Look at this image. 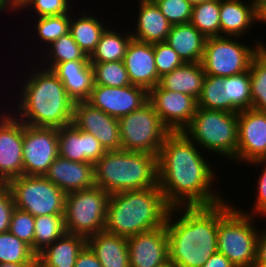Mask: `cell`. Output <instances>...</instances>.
<instances>
[{"label": "cell", "instance_id": "cell-40", "mask_svg": "<svg viewBox=\"0 0 266 267\" xmlns=\"http://www.w3.org/2000/svg\"><path fill=\"white\" fill-rule=\"evenodd\" d=\"M35 217L15 208L11 215L9 232L28 244L34 252Z\"/></svg>", "mask_w": 266, "mask_h": 267}, {"label": "cell", "instance_id": "cell-22", "mask_svg": "<svg viewBox=\"0 0 266 267\" xmlns=\"http://www.w3.org/2000/svg\"><path fill=\"white\" fill-rule=\"evenodd\" d=\"M63 83L68 96L74 102L87 101L94 85L90 60H74L57 63L51 69Z\"/></svg>", "mask_w": 266, "mask_h": 267}, {"label": "cell", "instance_id": "cell-28", "mask_svg": "<svg viewBox=\"0 0 266 267\" xmlns=\"http://www.w3.org/2000/svg\"><path fill=\"white\" fill-rule=\"evenodd\" d=\"M205 75L201 62L184 63L160 77L158 85L162 89L184 93L197 100L201 94Z\"/></svg>", "mask_w": 266, "mask_h": 267}, {"label": "cell", "instance_id": "cell-17", "mask_svg": "<svg viewBox=\"0 0 266 267\" xmlns=\"http://www.w3.org/2000/svg\"><path fill=\"white\" fill-rule=\"evenodd\" d=\"M259 158H266V112L242 110L238 113L237 162Z\"/></svg>", "mask_w": 266, "mask_h": 267}, {"label": "cell", "instance_id": "cell-24", "mask_svg": "<svg viewBox=\"0 0 266 267\" xmlns=\"http://www.w3.org/2000/svg\"><path fill=\"white\" fill-rule=\"evenodd\" d=\"M87 238L65 232L36 255L37 267H74Z\"/></svg>", "mask_w": 266, "mask_h": 267}, {"label": "cell", "instance_id": "cell-34", "mask_svg": "<svg viewBox=\"0 0 266 267\" xmlns=\"http://www.w3.org/2000/svg\"><path fill=\"white\" fill-rule=\"evenodd\" d=\"M249 73L252 109L266 112V52L263 49L253 58Z\"/></svg>", "mask_w": 266, "mask_h": 267}, {"label": "cell", "instance_id": "cell-8", "mask_svg": "<svg viewBox=\"0 0 266 267\" xmlns=\"http://www.w3.org/2000/svg\"><path fill=\"white\" fill-rule=\"evenodd\" d=\"M109 197V193L97 186L67 193L65 231L85 238L104 231Z\"/></svg>", "mask_w": 266, "mask_h": 267}, {"label": "cell", "instance_id": "cell-12", "mask_svg": "<svg viewBox=\"0 0 266 267\" xmlns=\"http://www.w3.org/2000/svg\"><path fill=\"white\" fill-rule=\"evenodd\" d=\"M58 156L57 128L23 123V175L44 176Z\"/></svg>", "mask_w": 266, "mask_h": 267}, {"label": "cell", "instance_id": "cell-39", "mask_svg": "<svg viewBox=\"0 0 266 267\" xmlns=\"http://www.w3.org/2000/svg\"><path fill=\"white\" fill-rule=\"evenodd\" d=\"M37 23L34 28L40 42L51 45L55 40L69 33L70 30V14L58 16L37 17Z\"/></svg>", "mask_w": 266, "mask_h": 267}, {"label": "cell", "instance_id": "cell-44", "mask_svg": "<svg viewBox=\"0 0 266 267\" xmlns=\"http://www.w3.org/2000/svg\"><path fill=\"white\" fill-rule=\"evenodd\" d=\"M250 164H254V165H264L262 173H260L261 175H259L258 179H257V187L258 190V196L255 197V203L253 205L254 208L253 211H251L250 213H248V211L245 214L251 215V213H253L252 215L258 217V214L261 216L266 212V158H259L257 160H254L252 162H249Z\"/></svg>", "mask_w": 266, "mask_h": 267}, {"label": "cell", "instance_id": "cell-41", "mask_svg": "<svg viewBox=\"0 0 266 267\" xmlns=\"http://www.w3.org/2000/svg\"><path fill=\"white\" fill-rule=\"evenodd\" d=\"M165 18L172 24L189 23L192 5L186 0H153Z\"/></svg>", "mask_w": 266, "mask_h": 267}, {"label": "cell", "instance_id": "cell-26", "mask_svg": "<svg viewBox=\"0 0 266 267\" xmlns=\"http://www.w3.org/2000/svg\"><path fill=\"white\" fill-rule=\"evenodd\" d=\"M87 246L102 267H130L126 237L101 231L87 238Z\"/></svg>", "mask_w": 266, "mask_h": 267}, {"label": "cell", "instance_id": "cell-14", "mask_svg": "<svg viewBox=\"0 0 266 267\" xmlns=\"http://www.w3.org/2000/svg\"><path fill=\"white\" fill-rule=\"evenodd\" d=\"M14 116L0 117V184L23 175V122Z\"/></svg>", "mask_w": 266, "mask_h": 267}, {"label": "cell", "instance_id": "cell-52", "mask_svg": "<svg viewBox=\"0 0 266 267\" xmlns=\"http://www.w3.org/2000/svg\"><path fill=\"white\" fill-rule=\"evenodd\" d=\"M156 267H179V266L176 263H174L171 259H168L164 263Z\"/></svg>", "mask_w": 266, "mask_h": 267}, {"label": "cell", "instance_id": "cell-30", "mask_svg": "<svg viewBox=\"0 0 266 267\" xmlns=\"http://www.w3.org/2000/svg\"><path fill=\"white\" fill-rule=\"evenodd\" d=\"M132 35L120 34L107 27L101 35L95 51L89 57L90 62L123 61Z\"/></svg>", "mask_w": 266, "mask_h": 267}, {"label": "cell", "instance_id": "cell-11", "mask_svg": "<svg viewBox=\"0 0 266 267\" xmlns=\"http://www.w3.org/2000/svg\"><path fill=\"white\" fill-rule=\"evenodd\" d=\"M235 38V40H233ZM233 36H216L206 39L202 67L206 75L229 77L249 70L253 58L262 49V41L253 47L242 44ZM246 45V46H245Z\"/></svg>", "mask_w": 266, "mask_h": 267}, {"label": "cell", "instance_id": "cell-56", "mask_svg": "<svg viewBox=\"0 0 266 267\" xmlns=\"http://www.w3.org/2000/svg\"><path fill=\"white\" fill-rule=\"evenodd\" d=\"M25 0H19L20 4H22Z\"/></svg>", "mask_w": 266, "mask_h": 267}, {"label": "cell", "instance_id": "cell-49", "mask_svg": "<svg viewBox=\"0 0 266 267\" xmlns=\"http://www.w3.org/2000/svg\"><path fill=\"white\" fill-rule=\"evenodd\" d=\"M7 8L8 10L11 8L10 11L13 10V12L15 9L18 11L21 10V4L19 0H0V12L7 11Z\"/></svg>", "mask_w": 266, "mask_h": 267}, {"label": "cell", "instance_id": "cell-27", "mask_svg": "<svg viewBox=\"0 0 266 267\" xmlns=\"http://www.w3.org/2000/svg\"><path fill=\"white\" fill-rule=\"evenodd\" d=\"M206 37L190 22L172 25L166 42L177 52L184 63L202 60Z\"/></svg>", "mask_w": 266, "mask_h": 267}, {"label": "cell", "instance_id": "cell-51", "mask_svg": "<svg viewBox=\"0 0 266 267\" xmlns=\"http://www.w3.org/2000/svg\"><path fill=\"white\" fill-rule=\"evenodd\" d=\"M250 3L258 12H260L266 7V0H251Z\"/></svg>", "mask_w": 266, "mask_h": 267}, {"label": "cell", "instance_id": "cell-36", "mask_svg": "<svg viewBox=\"0 0 266 267\" xmlns=\"http://www.w3.org/2000/svg\"><path fill=\"white\" fill-rule=\"evenodd\" d=\"M223 78L205 75L201 94L197 99L198 107L229 112V100H226Z\"/></svg>", "mask_w": 266, "mask_h": 267}, {"label": "cell", "instance_id": "cell-42", "mask_svg": "<svg viewBox=\"0 0 266 267\" xmlns=\"http://www.w3.org/2000/svg\"><path fill=\"white\" fill-rule=\"evenodd\" d=\"M153 52L159 77L184 64L177 52L166 41L153 43Z\"/></svg>", "mask_w": 266, "mask_h": 267}, {"label": "cell", "instance_id": "cell-54", "mask_svg": "<svg viewBox=\"0 0 266 267\" xmlns=\"http://www.w3.org/2000/svg\"><path fill=\"white\" fill-rule=\"evenodd\" d=\"M186 1H188L193 6L195 4L204 3V2H210V1H213V0H186Z\"/></svg>", "mask_w": 266, "mask_h": 267}, {"label": "cell", "instance_id": "cell-23", "mask_svg": "<svg viewBox=\"0 0 266 267\" xmlns=\"http://www.w3.org/2000/svg\"><path fill=\"white\" fill-rule=\"evenodd\" d=\"M134 40L144 43L165 42L172 24L165 18L153 0H140ZM136 32V33H135Z\"/></svg>", "mask_w": 266, "mask_h": 267}, {"label": "cell", "instance_id": "cell-9", "mask_svg": "<svg viewBox=\"0 0 266 267\" xmlns=\"http://www.w3.org/2000/svg\"><path fill=\"white\" fill-rule=\"evenodd\" d=\"M119 120L121 149L158 156L171 131L149 101Z\"/></svg>", "mask_w": 266, "mask_h": 267}, {"label": "cell", "instance_id": "cell-46", "mask_svg": "<svg viewBox=\"0 0 266 267\" xmlns=\"http://www.w3.org/2000/svg\"><path fill=\"white\" fill-rule=\"evenodd\" d=\"M74 267H102L97 256L86 245L79 253Z\"/></svg>", "mask_w": 266, "mask_h": 267}, {"label": "cell", "instance_id": "cell-16", "mask_svg": "<svg viewBox=\"0 0 266 267\" xmlns=\"http://www.w3.org/2000/svg\"><path fill=\"white\" fill-rule=\"evenodd\" d=\"M72 123L92 134L106 151L121 149L119 120L87 101L75 102Z\"/></svg>", "mask_w": 266, "mask_h": 267}, {"label": "cell", "instance_id": "cell-7", "mask_svg": "<svg viewBox=\"0 0 266 267\" xmlns=\"http://www.w3.org/2000/svg\"><path fill=\"white\" fill-rule=\"evenodd\" d=\"M182 132L200 148L236 162L238 113L197 107L190 124Z\"/></svg>", "mask_w": 266, "mask_h": 267}, {"label": "cell", "instance_id": "cell-32", "mask_svg": "<svg viewBox=\"0 0 266 267\" xmlns=\"http://www.w3.org/2000/svg\"><path fill=\"white\" fill-rule=\"evenodd\" d=\"M220 0L195 4L190 23L206 38L221 36Z\"/></svg>", "mask_w": 266, "mask_h": 267}, {"label": "cell", "instance_id": "cell-6", "mask_svg": "<svg viewBox=\"0 0 266 267\" xmlns=\"http://www.w3.org/2000/svg\"><path fill=\"white\" fill-rule=\"evenodd\" d=\"M226 200L218 203V252L235 267H254L259 230L255 215L245 214Z\"/></svg>", "mask_w": 266, "mask_h": 267}, {"label": "cell", "instance_id": "cell-55", "mask_svg": "<svg viewBox=\"0 0 266 267\" xmlns=\"http://www.w3.org/2000/svg\"><path fill=\"white\" fill-rule=\"evenodd\" d=\"M262 49L266 52V45L265 44L262 45Z\"/></svg>", "mask_w": 266, "mask_h": 267}, {"label": "cell", "instance_id": "cell-1", "mask_svg": "<svg viewBox=\"0 0 266 267\" xmlns=\"http://www.w3.org/2000/svg\"><path fill=\"white\" fill-rule=\"evenodd\" d=\"M200 151L183 132H171L165 138L157 156L158 186L171 208L224 201L211 188L216 175Z\"/></svg>", "mask_w": 266, "mask_h": 267}, {"label": "cell", "instance_id": "cell-37", "mask_svg": "<svg viewBox=\"0 0 266 267\" xmlns=\"http://www.w3.org/2000/svg\"><path fill=\"white\" fill-rule=\"evenodd\" d=\"M93 68L94 84L107 87L131 85L123 61L90 62Z\"/></svg>", "mask_w": 266, "mask_h": 267}, {"label": "cell", "instance_id": "cell-53", "mask_svg": "<svg viewBox=\"0 0 266 267\" xmlns=\"http://www.w3.org/2000/svg\"><path fill=\"white\" fill-rule=\"evenodd\" d=\"M260 22L266 24V7L259 12Z\"/></svg>", "mask_w": 266, "mask_h": 267}, {"label": "cell", "instance_id": "cell-35", "mask_svg": "<svg viewBox=\"0 0 266 267\" xmlns=\"http://www.w3.org/2000/svg\"><path fill=\"white\" fill-rule=\"evenodd\" d=\"M0 263H37L31 247L12 233H0Z\"/></svg>", "mask_w": 266, "mask_h": 267}, {"label": "cell", "instance_id": "cell-20", "mask_svg": "<svg viewBox=\"0 0 266 267\" xmlns=\"http://www.w3.org/2000/svg\"><path fill=\"white\" fill-rule=\"evenodd\" d=\"M123 62L132 85L149 91L159 84L160 77L156 69L153 44L132 39Z\"/></svg>", "mask_w": 266, "mask_h": 267}, {"label": "cell", "instance_id": "cell-50", "mask_svg": "<svg viewBox=\"0 0 266 267\" xmlns=\"http://www.w3.org/2000/svg\"><path fill=\"white\" fill-rule=\"evenodd\" d=\"M0 267H37V263H0Z\"/></svg>", "mask_w": 266, "mask_h": 267}, {"label": "cell", "instance_id": "cell-38", "mask_svg": "<svg viewBox=\"0 0 266 267\" xmlns=\"http://www.w3.org/2000/svg\"><path fill=\"white\" fill-rule=\"evenodd\" d=\"M48 47L49 54L47 55V66L48 69H52L57 63L74 61V60H89V57L85 52L78 46V44L73 40L70 33L61 36L59 39L55 40Z\"/></svg>", "mask_w": 266, "mask_h": 267}, {"label": "cell", "instance_id": "cell-48", "mask_svg": "<svg viewBox=\"0 0 266 267\" xmlns=\"http://www.w3.org/2000/svg\"><path fill=\"white\" fill-rule=\"evenodd\" d=\"M202 267H235L231 261L219 252L213 254Z\"/></svg>", "mask_w": 266, "mask_h": 267}, {"label": "cell", "instance_id": "cell-31", "mask_svg": "<svg viewBox=\"0 0 266 267\" xmlns=\"http://www.w3.org/2000/svg\"><path fill=\"white\" fill-rule=\"evenodd\" d=\"M226 100H229V112L239 113L252 108L249 70L234 76L223 78Z\"/></svg>", "mask_w": 266, "mask_h": 267}, {"label": "cell", "instance_id": "cell-45", "mask_svg": "<svg viewBox=\"0 0 266 267\" xmlns=\"http://www.w3.org/2000/svg\"><path fill=\"white\" fill-rule=\"evenodd\" d=\"M15 209L12 193L6 184H0V233L9 231L11 215Z\"/></svg>", "mask_w": 266, "mask_h": 267}, {"label": "cell", "instance_id": "cell-33", "mask_svg": "<svg viewBox=\"0 0 266 267\" xmlns=\"http://www.w3.org/2000/svg\"><path fill=\"white\" fill-rule=\"evenodd\" d=\"M64 215L35 217L34 253L37 255L65 233Z\"/></svg>", "mask_w": 266, "mask_h": 267}, {"label": "cell", "instance_id": "cell-2", "mask_svg": "<svg viewBox=\"0 0 266 267\" xmlns=\"http://www.w3.org/2000/svg\"><path fill=\"white\" fill-rule=\"evenodd\" d=\"M165 225L169 259L179 267H202L218 252V204L171 208Z\"/></svg>", "mask_w": 266, "mask_h": 267}, {"label": "cell", "instance_id": "cell-43", "mask_svg": "<svg viewBox=\"0 0 266 267\" xmlns=\"http://www.w3.org/2000/svg\"><path fill=\"white\" fill-rule=\"evenodd\" d=\"M27 7L35 8V15L38 18L70 14L72 11L69 0H25L21 4V9H27Z\"/></svg>", "mask_w": 266, "mask_h": 267}, {"label": "cell", "instance_id": "cell-13", "mask_svg": "<svg viewBox=\"0 0 266 267\" xmlns=\"http://www.w3.org/2000/svg\"><path fill=\"white\" fill-rule=\"evenodd\" d=\"M148 101L171 132H182L190 124L198 107L194 97L162 89L159 85L148 91Z\"/></svg>", "mask_w": 266, "mask_h": 267}, {"label": "cell", "instance_id": "cell-5", "mask_svg": "<svg viewBox=\"0 0 266 267\" xmlns=\"http://www.w3.org/2000/svg\"><path fill=\"white\" fill-rule=\"evenodd\" d=\"M95 186L109 194L158 186L157 156L110 150L94 164Z\"/></svg>", "mask_w": 266, "mask_h": 267}, {"label": "cell", "instance_id": "cell-3", "mask_svg": "<svg viewBox=\"0 0 266 267\" xmlns=\"http://www.w3.org/2000/svg\"><path fill=\"white\" fill-rule=\"evenodd\" d=\"M45 66L25 80L14 112L26 125L58 129L72 123L75 102L56 74Z\"/></svg>", "mask_w": 266, "mask_h": 267}, {"label": "cell", "instance_id": "cell-4", "mask_svg": "<svg viewBox=\"0 0 266 267\" xmlns=\"http://www.w3.org/2000/svg\"><path fill=\"white\" fill-rule=\"evenodd\" d=\"M171 207L159 186L110 194L104 231L130 237L165 226Z\"/></svg>", "mask_w": 266, "mask_h": 267}, {"label": "cell", "instance_id": "cell-19", "mask_svg": "<svg viewBox=\"0 0 266 267\" xmlns=\"http://www.w3.org/2000/svg\"><path fill=\"white\" fill-rule=\"evenodd\" d=\"M59 156L75 162L95 164L106 150L90 133L79 130L73 123L58 128Z\"/></svg>", "mask_w": 266, "mask_h": 267}, {"label": "cell", "instance_id": "cell-29", "mask_svg": "<svg viewBox=\"0 0 266 267\" xmlns=\"http://www.w3.org/2000/svg\"><path fill=\"white\" fill-rule=\"evenodd\" d=\"M73 14H70V30L73 40L78 46L90 57L95 51L101 35L106 29L103 21H99L91 14L83 13L80 17L72 19Z\"/></svg>", "mask_w": 266, "mask_h": 267}, {"label": "cell", "instance_id": "cell-18", "mask_svg": "<svg viewBox=\"0 0 266 267\" xmlns=\"http://www.w3.org/2000/svg\"><path fill=\"white\" fill-rule=\"evenodd\" d=\"M130 267H156L169 259L166 225L127 237Z\"/></svg>", "mask_w": 266, "mask_h": 267}, {"label": "cell", "instance_id": "cell-10", "mask_svg": "<svg viewBox=\"0 0 266 267\" xmlns=\"http://www.w3.org/2000/svg\"><path fill=\"white\" fill-rule=\"evenodd\" d=\"M15 208L32 216L64 215L66 193L44 176L22 175L9 180Z\"/></svg>", "mask_w": 266, "mask_h": 267}, {"label": "cell", "instance_id": "cell-47", "mask_svg": "<svg viewBox=\"0 0 266 267\" xmlns=\"http://www.w3.org/2000/svg\"><path fill=\"white\" fill-rule=\"evenodd\" d=\"M254 267H266V230L258 234Z\"/></svg>", "mask_w": 266, "mask_h": 267}, {"label": "cell", "instance_id": "cell-21", "mask_svg": "<svg viewBox=\"0 0 266 267\" xmlns=\"http://www.w3.org/2000/svg\"><path fill=\"white\" fill-rule=\"evenodd\" d=\"M44 177L66 194L95 186L93 163L70 161L60 156L53 161Z\"/></svg>", "mask_w": 266, "mask_h": 267}, {"label": "cell", "instance_id": "cell-25", "mask_svg": "<svg viewBox=\"0 0 266 267\" xmlns=\"http://www.w3.org/2000/svg\"><path fill=\"white\" fill-rule=\"evenodd\" d=\"M221 36L243 37L253 23L260 21L259 12L251 3L241 0H220Z\"/></svg>", "mask_w": 266, "mask_h": 267}, {"label": "cell", "instance_id": "cell-15", "mask_svg": "<svg viewBox=\"0 0 266 267\" xmlns=\"http://www.w3.org/2000/svg\"><path fill=\"white\" fill-rule=\"evenodd\" d=\"M148 101V91L140 86L107 87L94 84L87 100L108 115L117 119L139 109Z\"/></svg>", "mask_w": 266, "mask_h": 267}]
</instances>
